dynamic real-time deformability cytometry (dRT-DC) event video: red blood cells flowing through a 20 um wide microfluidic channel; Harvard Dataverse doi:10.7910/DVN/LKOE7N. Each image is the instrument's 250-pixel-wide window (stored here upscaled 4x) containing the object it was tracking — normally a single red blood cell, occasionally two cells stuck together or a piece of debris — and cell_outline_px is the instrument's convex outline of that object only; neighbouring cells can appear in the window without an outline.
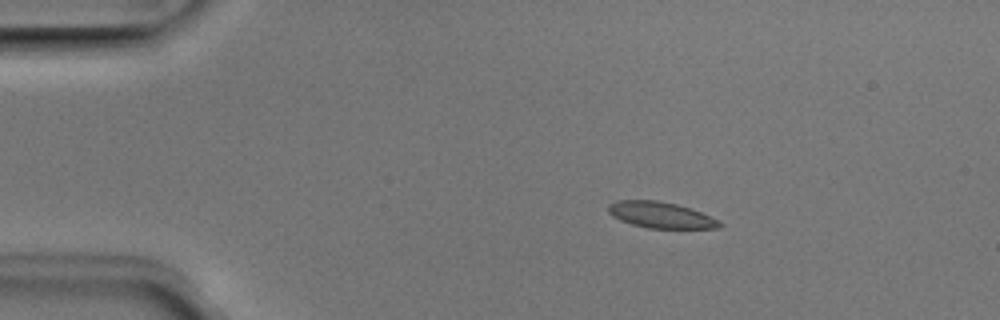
{"species": "Egyptian fruit bat (a non-hibernating species)", "species_latin": "Rousettus aegyptiacus", "temperature_condition": "room temperature", "stored_images_in_passage": 5, "segment_of_instrument_passage": [2, 2], "camera_frame_rate_fps": 3000, "um_per_image_px": 0.085, "animal": {"sex": "male"}, "frame": {"image": 1, "passage_image": 5, "time_ms": 1.333, "image_size_px": [1000, 320], "cell_outline_px": [[724, 224], [720, 228], [648, 228], [632, 224], [620, 220], [612, 216], [608, 212], [608, 204], [616, 200], [656, 200], [676, 204], [700, 212], [720, 220]], "centroid_in_image_um": [56.15, 18.27], "position_along_channel_um": 28.8, "area_um2": 16.94}}